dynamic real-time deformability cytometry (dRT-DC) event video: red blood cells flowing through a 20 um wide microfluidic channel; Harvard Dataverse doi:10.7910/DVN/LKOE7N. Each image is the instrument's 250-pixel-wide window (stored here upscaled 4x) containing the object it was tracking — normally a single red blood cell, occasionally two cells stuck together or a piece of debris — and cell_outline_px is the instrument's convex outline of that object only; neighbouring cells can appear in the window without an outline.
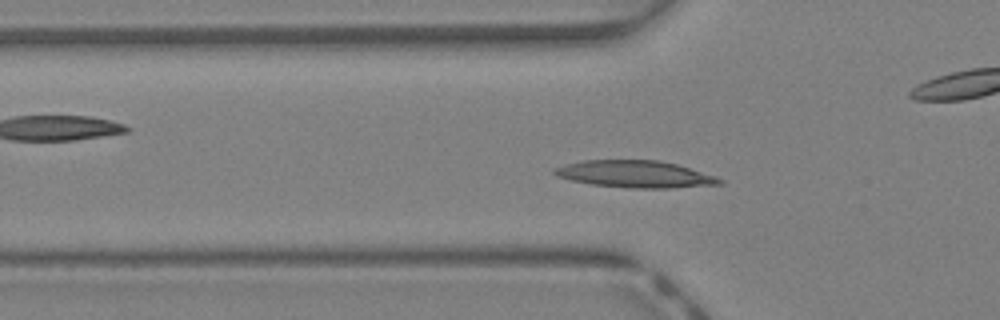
{"species": "Egyptian fruit bat (a non-hibernating species)", "species_latin": "Rousettus aegyptiacus", "temperature_condition": "warm", "stored_images_in_passage": 39, "camera_frame_rate_fps": 3000, "um_per_image_px": 0.085, "animal": {"sex": "female"}, "frame": {"image": 1, "passage_image": 9, "time_ms": 2.667, "image_size_px": [1000, 320], "cell_outline_px": [[724, 184], [672, 188], [632, 188], [592, 184], [572, 180], [556, 176], [552, 172], [552, 168], [584, 160], [660, 160], [676, 164], [716, 176], [724, 180]], "centroid_in_image_um": [54.02, 14.8], "position_along_channel_um": 71.8, "area_um2": 25.95}}
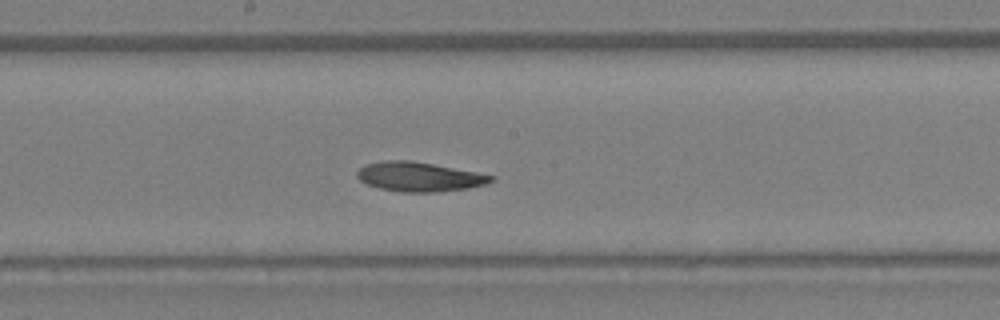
{"frame": {"image": 2, "passage_image": 18, "time_ms": 5.667, "image_size_px": [1000, 320], "cell_outline_px": [[496, 180], [484, 184], [468, 188], [440, 192], [400, 192], [380, 188], [368, 184], [360, 180], [356, 176], [356, 172], [364, 164], [384, 160], [412, 160], [476, 172], [496, 176]], "centroid_in_image_um": [35.63, 15.02], "position_along_channel_um": 212.6, "area_um2": 23.06}}
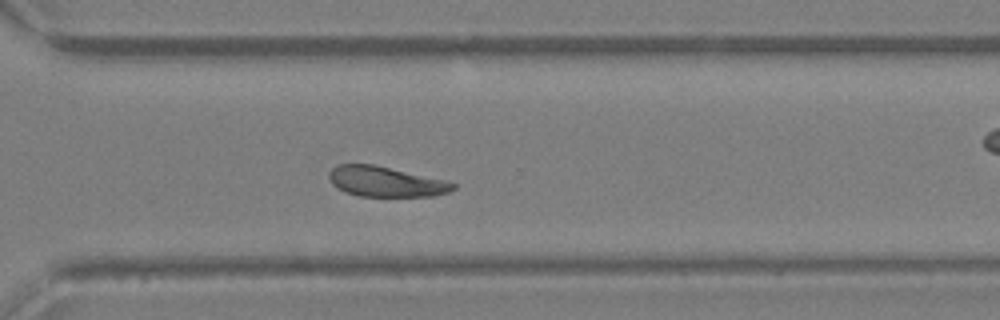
{"frame": {"image": 3, "passage_image": 26, "time_ms": 8.333, "image_size_px": [1000, 320], "cell_outline_px": [[456, 188], [448, 192], [432, 196], [360, 196], [344, 192], [336, 188], [332, 184], [328, 176], [328, 172], [332, 168], [340, 164], [376, 164], [444, 180], [456, 184]], "centroid_in_image_um": [32.75, 15.43], "position_along_channel_um": 337.9, "area_um2": 21.91}, "authors_computed_cell_mechanics": {"area_um2": 23.409, "velocity_mm_per_s": 4.7033, "shape_relaxation_time_tau1_ms": 4.7888, "shape_relaxation_time_tau2_ms": 7.6256, "deformation_change_tau1": 0.1476, "deformation_change_tau2": 0.1621}}